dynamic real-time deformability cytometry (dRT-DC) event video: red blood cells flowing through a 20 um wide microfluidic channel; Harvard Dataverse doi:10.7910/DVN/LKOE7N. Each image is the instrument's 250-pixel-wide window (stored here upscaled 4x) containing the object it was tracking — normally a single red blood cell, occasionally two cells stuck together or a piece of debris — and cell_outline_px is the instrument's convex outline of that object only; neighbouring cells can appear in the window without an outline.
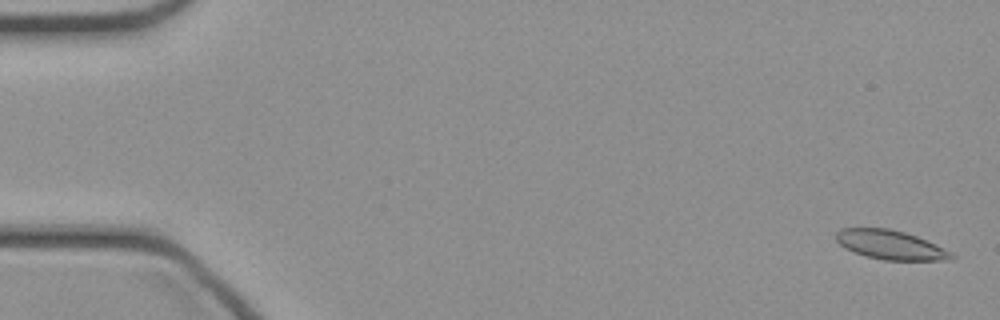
{"species": "common noctule bat (a hibernating species)", "species_latin": "Nyctalus noctula", "temperature_condition": "cold", "stored_images_in_passage": 13, "camera_frame_rate_fps": 3000, "um_per_image_px": 0.085, "animal": {"sex": "female", "body_mass_g": 21.9}, "frame": {"image": 1, "passage_image": 2, "time_ms": 0.333, "image_size_px": [1000, 320], "cell_outline_px": [[956, 256], [952, 260], [884, 260], [864, 256], [844, 248], [836, 240], [836, 232], [840, 228], [888, 228], [904, 232], [916, 236], [936, 244], [952, 252]], "centroid_in_image_um": [75.69, 20.82], "position_along_channel_um": 9.3, "area_um2": 19.71}}